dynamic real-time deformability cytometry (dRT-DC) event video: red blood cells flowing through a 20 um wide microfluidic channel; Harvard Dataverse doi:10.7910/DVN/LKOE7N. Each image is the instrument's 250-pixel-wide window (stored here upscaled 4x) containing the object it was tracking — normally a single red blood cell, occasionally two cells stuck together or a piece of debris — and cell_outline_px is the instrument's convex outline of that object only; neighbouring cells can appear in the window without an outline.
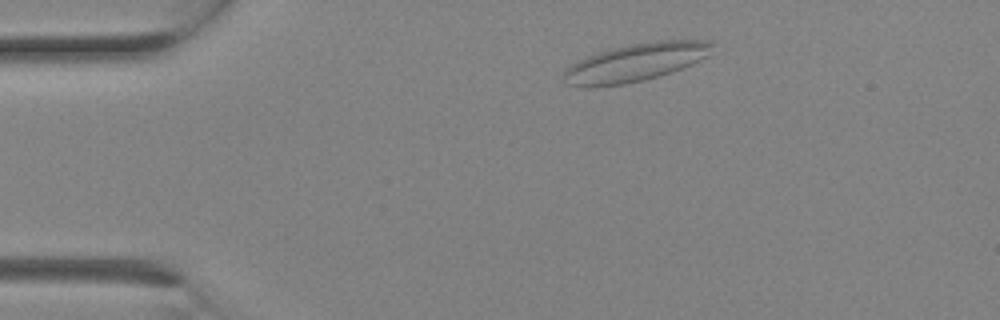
{"species": "Egyptian fruit bat (a non-hibernating species)", "species_latin": "Rousettus aegyptiacus", "temperature_condition": "room temperature", "stored_images_in_passage": 1, "camera_frame_rate_fps": 3000, "um_per_image_px": 0.085, "animal": {"sex": "female"}, "frame": {"image": 1, "passage_image": 1, "time_ms": 0.0, "image_size_px": [1000, 320], "cell_outline_px": [[712, 44], [708, 56], [692, 64], [672, 72], [644, 80], [624, 84], [596, 88], [584, 88], [568, 84], [564, 76], [564, 72], [572, 64], [588, 56], [612, 48], [632, 44], [656, 40], [712, 40]], "centroid_in_image_um": [54.04, 5.32], "position_along_channel_um": 31.0, "area_um2": 32.71}}